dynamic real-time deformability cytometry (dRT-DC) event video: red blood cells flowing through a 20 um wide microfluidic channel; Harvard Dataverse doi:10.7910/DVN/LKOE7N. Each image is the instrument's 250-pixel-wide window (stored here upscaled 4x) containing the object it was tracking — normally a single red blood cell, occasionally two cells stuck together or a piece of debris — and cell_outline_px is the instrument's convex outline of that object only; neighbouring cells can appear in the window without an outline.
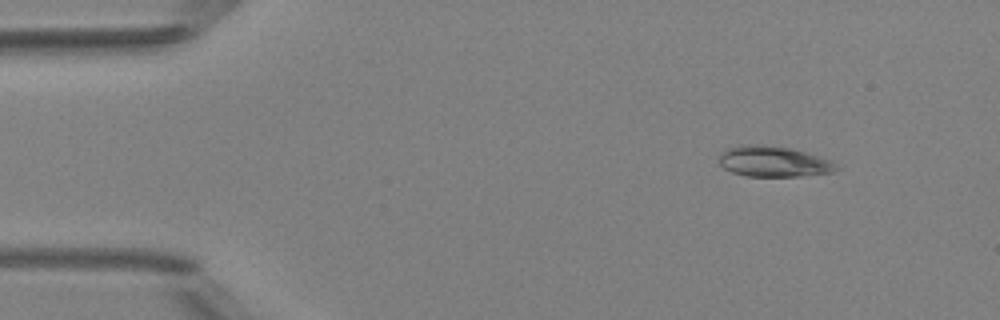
{"species": "Egyptian fruit bat (a non-hibernating species)", "species_latin": "Rousettus aegyptiacus", "temperature_condition": "room temperature", "stored_images_in_passage": 5, "camera_frame_rate_fps": 3000, "um_per_image_px": 0.085, "animal": {"sex": "female"}, "frame": {"image": 1, "passage_image": 2, "time_ms": 1.333, "image_size_px": [1000, 320], "cell_outline_px": [[840, 168], [832, 172], [800, 176], [744, 176], [732, 172], [724, 168], [720, 164], [720, 152], [724, 148], [740, 144], [760, 144], [788, 148], [804, 152], [832, 160]], "centroid_in_image_um": [65.71, 13.72], "position_along_channel_um": 19.3, "area_um2": 21.04}}